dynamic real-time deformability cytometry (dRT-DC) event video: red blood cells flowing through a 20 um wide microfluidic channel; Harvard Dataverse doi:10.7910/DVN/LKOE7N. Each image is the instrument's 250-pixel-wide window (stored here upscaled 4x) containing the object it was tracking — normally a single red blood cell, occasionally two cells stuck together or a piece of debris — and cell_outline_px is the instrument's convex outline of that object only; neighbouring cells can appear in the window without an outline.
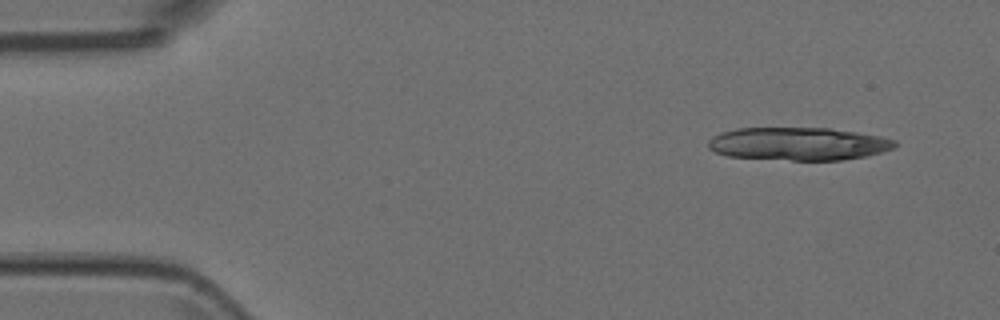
{"species": "Egyptian fruit bat (a non-hibernating species)", "species_latin": "Rousettus aegyptiacus", "temperature_condition": "room temperature", "stored_images_in_passage": 3, "camera_frame_rate_fps": 3000, "um_per_image_px": 0.085, "animal": {"sex": "female"}, "frame": {"image": 1, "passage_image": 1, "time_ms": 0.0, "image_size_px": [1000, 320], "cell_outline_px": [[896, 148], [864, 156], [840, 160], [792, 160], [728, 156], [716, 152], [708, 148], [708, 140], [712, 136], [720, 132], [736, 128], [832, 128], [880, 136], [896, 140]], "centroid_in_image_um": [67.85, 12.21], "position_along_channel_um": 17.2, "area_um2": 35.84}}